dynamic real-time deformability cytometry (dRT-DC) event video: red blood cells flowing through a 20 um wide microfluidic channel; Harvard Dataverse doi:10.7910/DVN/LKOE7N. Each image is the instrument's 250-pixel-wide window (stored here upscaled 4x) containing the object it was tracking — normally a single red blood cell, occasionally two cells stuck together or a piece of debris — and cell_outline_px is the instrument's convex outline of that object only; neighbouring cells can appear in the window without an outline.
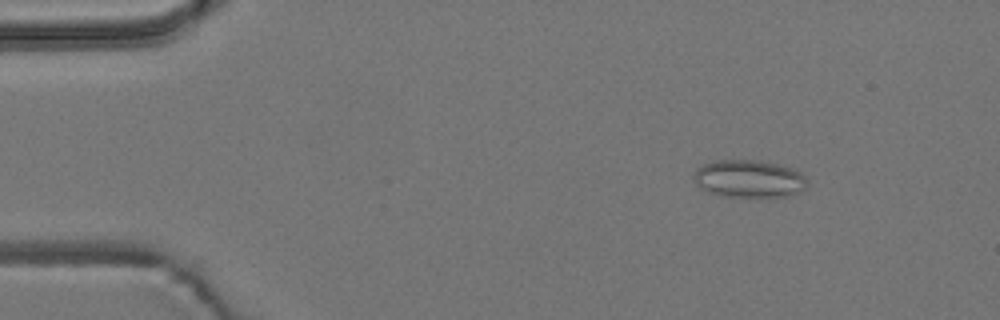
{"species": "common noctule bat (a hibernating species)", "species_latin": "Nyctalus noctula", "temperature_condition": "room temperature", "stored_images_in_passage": 50, "camera_frame_rate_fps": 3000, "um_per_image_px": 0.085, "animal": {"sex": "male", "body_mass_g": 19.2, "forearm_length_mm": 51.8}, "frame": {"image": 1, "passage_image": 2, "time_ms": 0.333, "image_size_px": [1000, 320], "cell_outline_px": [[808, 188], [800, 192], [788, 196], [720, 196], [708, 192], [700, 188], [696, 184], [692, 176], [696, 168], [704, 164], [716, 160], [760, 160], [792, 168], [800, 172], [804, 176], [808, 184]], "centroid_in_image_um": [63.65, 15.19], "position_along_channel_um": 21.3, "area_um2": 25.03}}
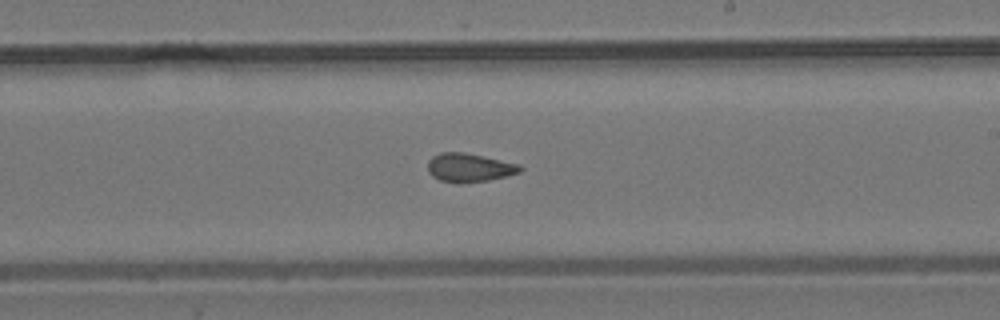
{"frame": {"image": 2, "passage_image": 27, "time_ms": 8.667, "image_size_px": [1000, 320], "cell_outline_px": [[524, 168], [520, 172], [488, 180], [460, 184], [456, 184], [440, 180], [432, 176], [428, 172], [428, 160], [432, 156], [440, 152], [464, 152], [520, 164]], "centroid_in_image_um": [39.86, 14.25], "position_along_channel_um": 249.1, "area_um2": 15.55}}
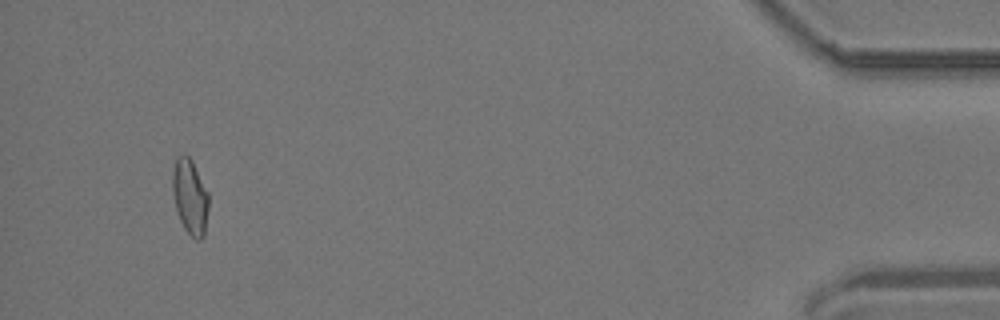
{"frame": {"image": 3, "passage_image": 47, "time_ms": 15.333, "image_size_px": [1000, 320], "cell_outline_px": [[208, 208], [204, 236], [200, 240], [196, 240], [184, 228], [180, 220], [176, 208], [172, 192], [172, 172], [176, 156], [184, 152], [192, 160], [208, 192]], "centroid_in_image_um": [16.14, 16.68], "position_along_channel_um": 419.1, "area_um2": 15.95}, "authors_computed_cell_mechanics": {"area_um2": 15.7216, "velocity_mm_per_s": 3.7361, "shape_relaxation_time_tau1_ms": null, "shape_relaxation_time_tau2_ms": 2.2147, "deformation_change_tau1": null, "deformation_change_tau2": 0.0789}}